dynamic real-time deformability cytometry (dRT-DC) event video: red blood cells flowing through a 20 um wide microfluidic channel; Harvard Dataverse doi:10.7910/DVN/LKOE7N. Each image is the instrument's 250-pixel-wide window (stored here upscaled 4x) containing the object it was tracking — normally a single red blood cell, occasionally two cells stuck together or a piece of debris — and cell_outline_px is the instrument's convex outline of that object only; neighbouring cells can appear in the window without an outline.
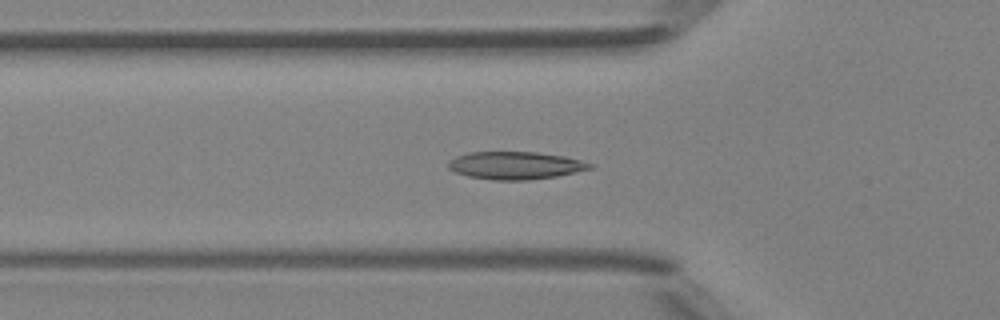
{"species": "Egyptian fruit bat (a non-hibernating species)", "species_latin": "Rousettus aegyptiacus", "temperature_condition": "room temperature", "stored_images_in_passage": 34, "camera_frame_rate_fps": 3000, "um_per_image_px": 0.085, "animal": {"sex": "female"}, "frame": {"image": 1, "passage_image": 5, "time_ms": 1.333, "image_size_px": [1000, 320], "cell_outline_px": [[592, 168], [556, 176], [528, 180], [492, 180], [468, 176], [456, 172], [448, 168], [448, 160], [456, 156], [472, 152], [536, 152], [564, 156], [580, 160], [592, 164]], "centroid_in_image_um": [43.77, 14.06], "position_along_channel_um": 82.0, "area_um2": 22.66}}
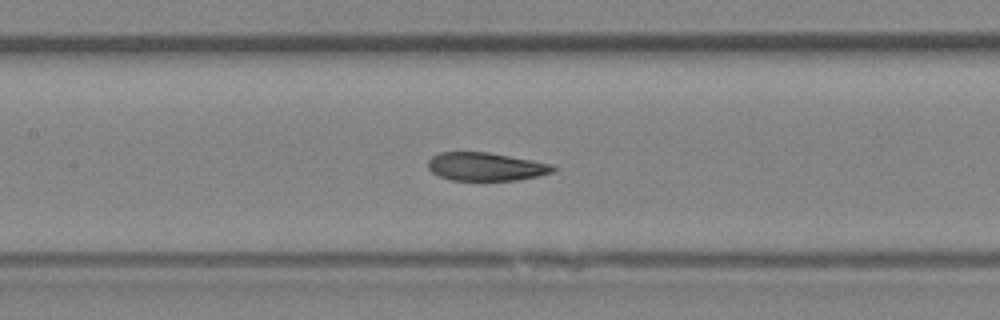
{"frame": {"image": 2, "passage_image": 11, "time_ms": 3.333, "image_size_px": [1000, 320], "cell_outline_px": [[556, 168], [552, 172], [536, 176], [516, 180], [452, 180], [440, 176], [432, 172], [428, 168], [428, 160], [432, 156], [440, 152], [488, 152], [532, 160], [552, 164]], "centroid_in_image_um": [41.27, 14.16], "position_along_channel_um": 166.1, "area_um2": 20.4}}
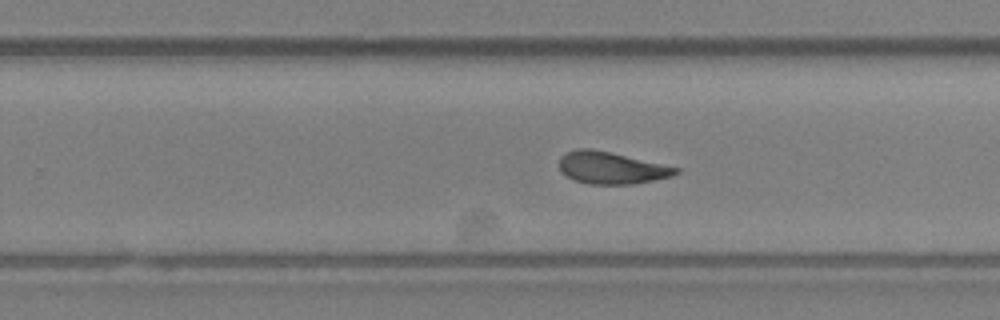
{"frame": {"image": 3, "passage_image": 19, "time_ms": 6.0, "image_size_px": [1000, 320], "cell_outline_px": [[680, 172], [672, 176], [636, 184], [588, 184], [576, 180], [560, 172], [560, 156], [568, 152], [580, 148], [592, 148], [680, 168]], "centroid_in_image_um": [51.97, 14.27], "position_along_channel_um": 277.8, "area_um2": 21.62}, "authors_computed_cell_mechanics": {"area_um2": 21.4149, "velocity_mm_per_s": 4.208, "shape_relaxation_time_tau1_ms": 5.784, "shape_relaxation_time_tau2_ms": 5.2892, "deformation_change_tau1": 0.1467, "deformation_change_tau2": 0.114}}